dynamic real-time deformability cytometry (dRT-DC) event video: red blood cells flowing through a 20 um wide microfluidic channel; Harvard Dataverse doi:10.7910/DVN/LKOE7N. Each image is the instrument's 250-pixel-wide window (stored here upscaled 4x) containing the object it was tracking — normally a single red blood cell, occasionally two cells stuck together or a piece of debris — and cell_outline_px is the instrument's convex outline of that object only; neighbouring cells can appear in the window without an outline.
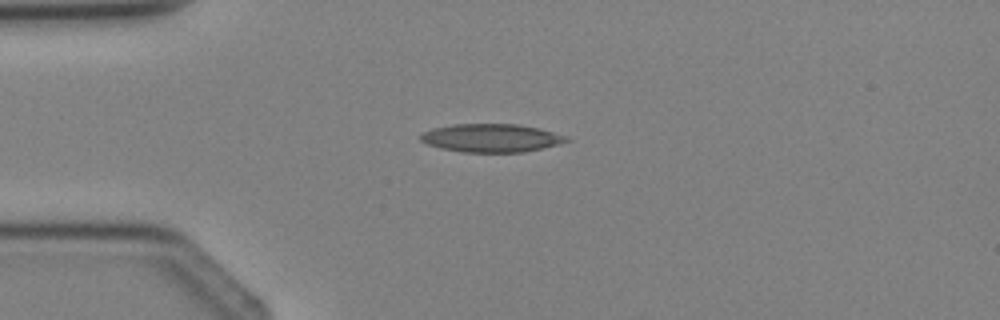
{"species": "Egyptian fruit bat (a non-hibernating species)", "species_latin": "Rousettus aegyptiacus", "temperature_condition": "cold", "stored_images_in_passage": 2, "camera_frame_rate_fps": 3000, "um_per_image_px": 0.085, "animal": {"sex": "female"}, "frame": {"image": 1, "passage_image": 1, "time_ms": 0.0, "image_size_px": [1000, 320], "cell_outline_px": [[572, 140], [524, 152], [464, 152], [440, 148], [428, 144], [420, 140], [420, 136], [424, 132], [432, 128], [452, 124], [516, 124], [540, 128], [568, 136]], "centroid_in_image_um": [41.76, 11.72], "position_along_channel_um": 43.2, "area_um2": 23.93}}